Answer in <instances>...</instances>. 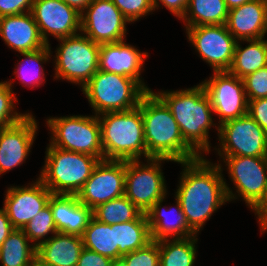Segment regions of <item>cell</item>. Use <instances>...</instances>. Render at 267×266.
Here are the masks:
<instances>
[{"label":"cell","instance_id":"bcb514c9","mask_svg":"<svg viewBox=\"0 0 267 266\" xmlns=\"http://www.w3.org/2000/svg\"><path fill=\"white\" fill-rule=\"evenodd\" d=\"M111 266H127L124 259L118 258V259H112Z\"/></svg>","mask_w":267,"mask_h":266},{"label":"cell","instance_id":"f6af8a7d","mask_svg":"<svg viewBox=\"0 0 267 266\" xmlns=\"http://www.w3.org/2000/svg\"><path fill=\"white\" fill-rule=\"evenodd\" d=\"M249 1H251V0H225L226 5H227L229 10L236 8V7H239V6L245 4Z\"/></svg>","mask_w":267,"mask_h":266},{"label":"cell","instance_id":"ee69618b","mask_svg":"<svg viewBox=\"0 0 267 266\" xmlns=\"http://www.w3.org/2000/svg\"><path fill=\"white\" fill-rule=\"evenodd\" d=\"M70 7L75 8L79 13H82L92 0H62Z\"/></svg>","mask_w":267,"mask_h":266},{"label":"cell","instance_id":"f1b7e54d","mask_svg":"<svg viewBox=\"0 0 267 266\" xmlns=\"http://www.w3.org/2000/svg\"><path fill=\"white\" fill-rule=\"evenodd\" d=\"M84 248L97 252L110 259L119 258V247L116 245L115 224L108 225L91 218L82 235Z\"/></svg>","mask_w":267,"mask_h":266},{"label":"cell","instance_id":"e0dca14e","mask_svg":"<svg viewBox=\"0 0 267 266\" xmlns=\"http://www.w3.org/2000/svg\"><path fill=\"white\" fill-rule=\"evenodd\" d=\"M37 179L30 186H11L6 190L3 208L14 229H23L49 203L52 193Z\"/></svg>","mask_w":267,"mask_h":266},{"label":"cell","instance_id":"ba28073f","mask_svg":"<svg viewBox=\"0 0 267 266\" xmlns=\"http://www.w3.org/2000/svg\"><path fill=\"white\" fill-rule=\"evenodd\" d=\"M56 50L55 78L83 87L99 70L100 45L81 34L58 39Z\"/></svg>","mask_w":267,"mask_h":266},{"label":"cell","instance_id":"c3c4849f","mask_svg":"<svg viewBox=\"0 0 267 266\" xmlns=\"http://www.w3.org/2000/svg\"><path fill=\"white\" fill-rule=\"evenodd\" d=\"M32 266H42V265L39 264V263L36 261Z\"/></svg>","mask_w":267,"mask_h":266},{"label":"cell","instance_id":"4dcf8cb0","mask_svg":"<svg viewBox=\"0 0 267 266\" xmlns=\"http://www.w3.org/2000/svg\"><path fill=\"white\" fill-rule=\"evenodd\" d=\"M141 214L142 212L125 195L93 209V217L108 225L136 220Z\"/></svg>","mask_w":267,"mask_h":266},{"label":"cell","instance_id":"ac0fdd59","mask_svg":"<svg viewBox=\"0 0 267 266\" xmlns=\"http://www.w3.org/2000/svg\"><path fill=\"white\" fill-rule=\"evenodd\" d=\"M37 129V121L31 113L14 125L0 128V175L27 159Z\"/></svg>","mask_w":267,"mask_h":266},{"label":"cell","instance_id":"836d02e7","mask_svg":"<svg viewBox=\"0 0 267 266\" xmlns=\"http://www.w3.org/2000/svg\"><path fill=\"white\" fill-rule=\"evenodd\" d=\"M13 83L10 81L0 82V128L8 127L20 122L28 113L14 111L17 101L12 91Z\"/></svg>","mask_w":267,"mask_h":266},{"label":"cell","instance_id":"60d3db41","mask_svg":"<svg viewBox=\"0 0 267 266\" xmlns=\"http://www.w3.org/2000/svg\"><path fill=\"white\" fill-rule=\"evenodd\" d=\"M158 1L179 19L184 16L189 2V0H152L154 10L159 7Z\"/></svg>","mask_w":267,"mask_h":266},{"label":"cell","instance_id":"8d00e7d4","mask_svg":"<svg viewBox=\"0 0 267 266\" xmlns=\"http://www.w3.org/2000/svg\"><path fill=\"white\" fill-rule=\"evenodd\" d=\"M248 100L267 97V66L243 78Z\"/></svg>","mask_w":267,"mask_h":266},{"label":"cell","instance_id":"4316f807","mask_svg":"<svg viewBox=\"0 0 267 266\" xmlns=\"http://www.w3.org/2000/svg\"><path fill=\"white\" fill-rule=\"evenodd\" d=\"M116 245L119 247V258L150 243V229L146 213L136 220L115 224Z\"/></svg>","mask_w":267,"mask_h":266},{"label":"cell","instance_id":"d6986e66","mask_svg":"<svg viewBox=\"0 0 267 266\" xmlns=\"http://www.w3.org/2000/svg\"><path fill=\"white\" fill-rule=\"evenodd\" d=\"M147 52H141L136 47L123 41L101 44L99 52V70L131 77L137 80L147 91H152L141 80V68Z\"/></svg>","mask_w":267,"mask_h":266},{"label":"cell","instance_id":"7dc6e473","mask_svg":"<svg viewBox=\"0 0 267 266\" xmlns=\"http://www.w3.org/2000/svg\"><path fill=\"white\" fill-rule=\"evenodd\" d=\"M261 227V232L267 230V217L259 224Z\"/></svg>","mask_w":267,"mask_h":266},{"label":"cell","instance_id":"9a60e30c","mask_svg":"<svg viewBox=\"0 0 267 266\" xmlns=\"http://www.w3.org/2000/svg\"><path fill=\"white\" fill-rule=\"evenodd\" d=\"M31 14L47 45L48 35L62 39L81 31V13L62 0H34Z\"/></svg>","mask_w":267,"mask_h":266},{"label":"cell","instance_id":"cb8c5ba5","mask_svg":"<svg viewBox=\"0 0 267 266\" xmlns=\"http://www.w3.org/2000/svg\"><path fill=\"white\" fill-rule=\"evenodd\" d=\"M162 200L157 201L147 212L146 216L148 219L150 236L153 241H160L163 239H175V238H186L197 235L187 224L185 215L181 209L179 201L176 199V209H170L169 212L176 213V220L169 221L168 211H163L161 208ZM175 210V211H173Z\"/></svg>","mask_w":267,"mask_h":266},{"label":"cell","instance_id":"d590c367","mask_svg":"<svg viewBox=\"0 0 267 266\" xmlns=\"http://www.w3.org/2000/svg\"><path fill=\"white\" fill-rule=\"evenodd\" d=\"M122 12L128 22L137 21L146 16L149 12H154L152 0H111Z\"/></svg>","mask_w":267,"mask_h":266},{"label":"cell","instance_id":"7c38bea8","mask_svg":"<svg viewBox=\"0 0 267 266\" xmlns=\"http://www.w3.org/2000/svg\"><path fill=\"white\" fill-rule=\"evenodd\" d=\"M187 37L199 56L213 71H228L233 63L237 40L223 25L187 27Z\"/></svg>","mask_w":267,"mask_h":266},{"label":"cell","instance_id":"74e56055","mask_svg":"<svg viewBox=\"0 0 267 266\" xmlns=\"http://www.w3.org/2000/svg\"><path fill=\"white\" fill-rule=\"evenodd\" d=\"M34 0H0V17L31 12Z\"/></svg>","mask_w":267,"mask_h":266},{"label":"cell","instance_id":"3957f363","mask_svg":"<svg viewBox=\"0 0 267 266\" xmlns=\"http://www.w3.org/2000/svg\"><path fill=\"white\" fill-rule=\"evenodd\" d=\"M159 92L155 94L170 109L185 142L199 156H204L202 151L209 153V129L213 125L219 132V127L213 123L214 111L201 83L186 90Z\"/></svg>","mask_w":267,"mask_h":266},{"label":"cell","instance_id":"f546056e","mask_svg":"<svg viewBox=\"0 0 267 266\" xmlns=\"http://www.w3.org/2000/svg\"><path fill=\"white\" fill-rule=\"evenodd\" d=\"M197 235L158 241L160 266H194Z\"/></svg>","mask_w":267,"mask_h":266},{"label":"cell","instance_id":"603a6c76","mask_svg":"<svg viewBox=\"0 0 267 266\" xmlns=\"http://www.w3.org/2000/svg\"><path fill=\"white\" fill-rule=\"evenodd\" d=\"M37 247L36 261L42 266H77L84 248L81 236L57 232Z\"/></svg>","mask_w":267,"mask_h":266},{"label":"cell","instance_id":"d4e9b609","mask_svg":"<svg viewBox=\"0 0 267 266\" xmlns=\"http://www.w3.org/2000/svg\"><path fill=\"white\" fill-rule=\"evenodd\" d=\"M241 41H246L249 45L242 48L239 44L240 41H237L233 63L228 71L243 79L247 75L267 66V40L263 37Z\"/></svg>","mask_w":267,"mask_h":266},{"label":"cell","instance_id":"ab89813d","mask_svg":"<svg viewBox=\"0 0 267 266\" xmlns=\"http://www.w3.org/2000/svg\"><path fill=\"white\" fill-rule=\"evenodd\" d=\"M112 259L83 248L77 266H111Z\"/></svg>","mask_w":267,"mask_h":266},{"label":"cell","instance_id":"8992f818","mask_svg":"<svg viewBox=\"0 0 267 266\" xmlns=\"http://www.w3.org/2000/svg\"><path fill=\"white\" fill-rule=\"evenodd\" d=\"M95 115L136 108L148 92L137 80L98 70L82 87Z\"/></svg>","mask_w":267,"mask_h":266},{"label":"cell","instance_id":"8fae6325","mask_svg":"<svg viewBox=\"0 0 267 266\" xmlns=\"http://www.w3.org/2000/svg\"><path fill=\"white\" fill-rule=\"evenodd\" d=\"M201 85L209 97L214 113L219 116V124L240 118L247 114L248 98L243 79L229 71H213V76Z\"/></svg>","mask_w":267,"mask_h":266},{"label":"cell","instance_id":"f35d334b","mask_svg":"<svg viewBox=\"0 0 267 266\" xmlns=\"http://www.w3.org/2000/svg\"><path fill=\"white\" fill-rule=\"evenodd\" d=\"M247 114L267 133V97L248 100Z\"/></svg>","mask_w":267,"mask_h":266},{"label":"cell","instance_id":"ffe728a7","mask_svg":"<svg viewBox=\"0 0 267 266\" xmlns=\"http://www.w3.org/2000/svg\"><path fill=\"white\" fill-rule=\"evenodd\" d=\"M0 36L9 48L19 53L47 46L31 12L0 17Z\"/></svg>","mask_w":267,"mask_h":266},{"label":"cell","instance_id":"5b68a950","mask_svg":"<svg viewBox=\"0 0 267 266\" xmlns=\"http://www.w3.org/2000/svg\"><path fill=\"white\" fill-rule=\"evenodd\" d=\"M41 182L52 194L77 195L100 161L97 157L48 145Z\"/></svg>","mask_w":267,"mask_h":266},{"label":"cell","instance_id":"9c48e42d","mask_svg":"<svg viewBox=\"0 0 267 266\" xmlns=\"http://www.w3.org/2000/svg\"><path fill=\"white\" fill-rule=\"evenodd\" d=\"M126 161L124 195L142 212L146 213L157 201L167 195L161 161L163 158Z\"/></svg>","mask_w":267,"mask_h":266},{"label":"cell","instance_id":"7a4b0ae2","mask_svg":"<svg viewBox=\"0 0 267 266\" xmlns=\"http://www.w3.org/2000/svg\"><path fill=\"white\" fill-rule=\"evenodd\" d=\"M139 106L143 117L146 151L150 158L180 163L200 157L185 142L170 109L153 91H148L142 97Z\"/></svg>","mask_w":267,"mask_h":266},{"label":"cell","instance_id":"b9f144b4","mask_svg":"<svg viewBox=\"0 0 267 266\" xmlns=\"http://www.w3.org/2000/svg\"><path fill=\"white\" fill-rule=\"evenodd\" d=\"M13 230L5 209H0V246Z\"/></svg>","mask_w":267,"mask_h":266},{"label":"cell","instance_id":"6da1fadb","mask_svg":"<svg viewBox=\"0 0 267 266\" xmlns=\"http://www.w3.org/2000/svg\"><path fill=\"white\" fill-rule=\"evenodd\" d=\"M184 171L175 199L181 205L188 226L197 234L214 211L238 196L227 186L222 165L212 164L203 156L180 162Z\"/></svg>","mask_w":267,"mask_h":266},{"label":"cell","instance_id":"e575fe53","mask_svg":"<svg viewBox=\"0 0 267 266\" xmlns=\"http://www.w3.org/2000/svg\"><path fill=\"white\" fill-rule=\"evenodd\" d=\"M127 266H160L158 241H151L145 247L123 255Z\"/></svg>","mask_w":267,"mask_h":266},{"label":"cell","instance_id":"83f0119b","mask_svg":"<svg viewBox=\"0 0 267 266\" xmlns=\"http://www.w3.org/2000/svg\"><path fill=\"white\" fill-rule=\"evenodd\" d=\"M22 229H14L0 246L2 266H32L36 262L37 248L29 244Z\"/></svg>","mask_w":267,"mask_h":266},{"label":"cell","instance_id":"2e32d148","mask_svg":"<svg viewBox=\"0 0 267 266\" xmlns=\"http://www.w3.org/2000/svg\"><path fill=\"white\" fill-rule=\"evenodd\" d=\"M239 197L251 209L261 198L267 183V157L220 156Z\"/></svg>","mask_w":267,"mask_h":266},{"label":"cell","instance_id":"52a82bcc","mask_svg":"<svg viewBox=\"0 0 267 266\" xmlns=\"http://www.w3.org/2000/svg\"><path fill=\"white\" fill-rule=\"evenodd\" d=\"M46 122L52 133V146L103 160L98 116L51 117Z\"/></svg>","mask_w":267,"mask_h":266},{"label":"cell","instance_id":"484cf974","mask_svg":"<svg viewBox=\"0 0 267 266\" xmlns=\"http://www.w3.org/2000/svg\"><path fill=\"white\" fill-rule=\"evenodd\" d=\"M229 9L225 0H189L184 16L181 18L185 28L199 25L226 24Z\"/></svg>","mask_w":267,"mask_h":266},{"label":"cell","instance_id":"4fadbf2b","mask_svg":"<svg viewBox=\"0 0 267 266\" xmlns=\"http://www.w3.org/2000/svg\"><path fill=\"white\" fill-rule=\"evenodd\" d=\"M128 20L111 0H92L81 13V31L101 45L125 40Z\"/></svg>","mask_w":267,"mask_h":266},{"label":"cell","instance_id":"44dd1931","mask_svg":"<svg viewBox=\"0 0 267 266\" xmlns=\"http://www.w3.org/2000/svg\"><path fill=\"white\" fill-rule=\"evenodd\" d=\"M49 204L57 232L82 237L93 210L82 204L76 195L52 194Z\"/></svg>","mask_w":267,"mask_h":266},{"label":"cell","instance_id":"7bdbcfd3","mask_svg":"<svg viewBox=\"0 0 267 266\" xmlns=\"http://www.w3.org/2000/svg\"><path fill=\"white\" fill-rule=\"evenodd\" d=\"M251 209L258 215L259 224L267 217V183L262 198Z\"/></svg>","mask_w":267,"mask_h":266},{"label":"cell","instance_id":"d6a6232c","mask_svg":"<svg viewBox=\"0 0 267 266\" xmlns=\"http://www.w3.org/2000/svg\"><path fill=\"white\" fill-rule=\"evenodd\" d=\"M24 234L29 238L30 243L37 248L41 243L49 238L47 235L56 234V226L53 220L50 204L42 209L33 219H31L22 229ZM44 238V239H43Z\"/></svg>","mask_w":267,"mask_h":266},{"label":"cell","instance_id":"277c9868","mask_svg":"<svg viewBox=\"0 0 267 266\" xmlns=\"http://www.w3.org/2000/svg\"><path fill=\"white\" fill-rule=\"evenodd\" d=\"M102 116V117H101ZM103 160L129 161L150 159L144 139L141 108L106 112L98 116Z\"/></svg>","mask_w":267,"mask_h":266},{"label":"cell","instance_id":"5bb4252c","mask_svg":"<svg viewBox=\"0 0 267 266\" xmlns=\"http://www.w3.org/2000/svg\"><path fill=\"white\" fill-rule=\"evenodd\" d=\"M126 161L102 160L77 193L78 200L90 209L124 195Z\"/></svg>","mask_w":267,"mask_h":266},{"label":"cell","instance_id":"1f68e13d","mask_svg":"<svg viewBox=\"0 0 267 266\" xmlns=\"http://www.w3.org/2000/svg\"><path fill=\"white\" fill-rule=\"evenodd\" d=\"M50 45H47L44 48H41L36 51L20 53L25 58L24 61H19L18 68L16 67L15 74H17V78H19L25 86L29 87H38L44 82V68L41 64L47 62L49 58L52 56ZM33 63V64H32ZM24 67H23V66ZM31 66V67H29ZM43 68V69H42Z\"/></svg>","mask_w":267,"mask_h":266},{"label":"cell","instance_id":"30bf717a","mask_svg":"<svg viewBox=\"0 0 267 266\" xmlns=\"http://www.w3.org/2000/svg\"><path fill=\"white\" fill-rule=\"evenodd\" d=\"M218 127L219 156L267 157V133L248 114Z\"/></svg>","mask_w":267,"mask_h":266},{"label":"cell","instance_id":"7402d4cb","mask_svg":"<svg viewBox=\"0 0 267 266\" xmlns=\"http://www.w3.org/2000/svg\"><path fill=\"white\" fill-rule=\"evenodd\" d=\"M226 26L237 41L263 38L267 33L265 0H251L230 9Z\"/></svg>","mask_w":267,"mask_h":266}]
</instances>
